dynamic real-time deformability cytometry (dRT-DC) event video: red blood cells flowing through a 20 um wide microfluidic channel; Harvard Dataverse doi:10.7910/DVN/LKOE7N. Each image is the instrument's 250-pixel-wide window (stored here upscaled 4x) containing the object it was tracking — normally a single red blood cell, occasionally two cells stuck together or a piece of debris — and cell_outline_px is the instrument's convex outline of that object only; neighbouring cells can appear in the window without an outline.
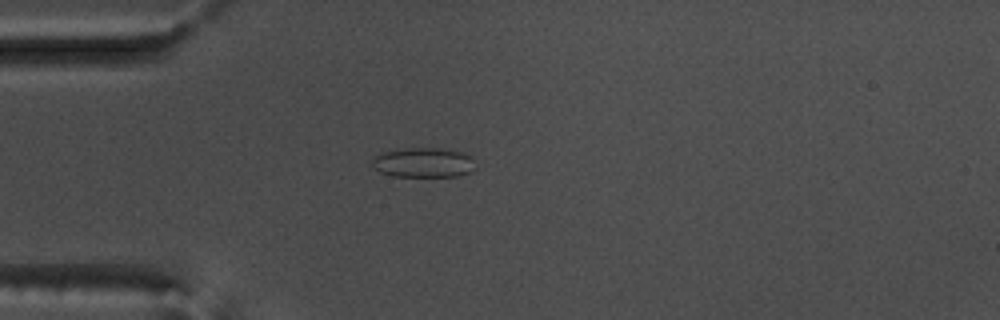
{"species": "common noctule bat (a hibernating species)", "species_latin": "Nyctalus noctula", "temperature_condition": "warm", "stored_images_in_passage": 40, "camera_frame_rate_fps": 3000, "um_per_image_px": 0.085, "animal": {"sex": "male", "body_mass_g": 17.5, "forearm_length_mm": 52.3}, "frame": {"image": 1, "passage_image": 1, "time_ms": 0.0, "image_size_px": [1000, 320], "cell_outline_px": [[476, 168], [472, 172], [456, 176], [392, 176], [380, 172], [372, 164], [372, 160], [380, 152], [412, 148], [440, 148], [460, 152], [472, 156]], "centroid_in_image_um": [36.03, 13.82], "position_along_channel_um": 49.0, "area_um2": 17.86}}
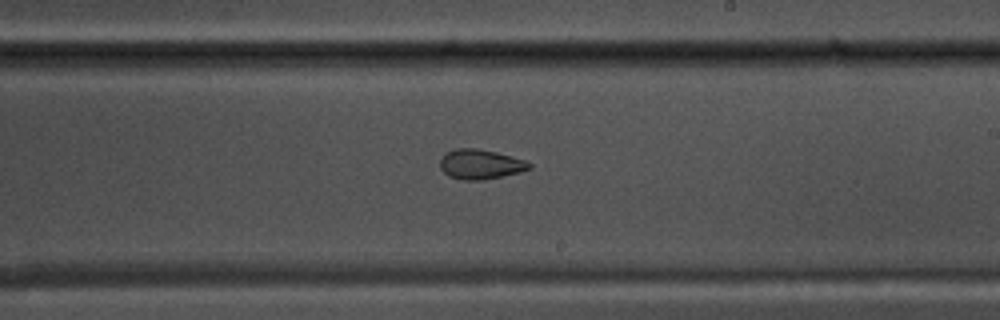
{"frame": {"image": 2, "passage_image": 18, "time_ms": 5.667, "image_size_px": [1000, 320], "cell_outline_px": [[532, 168], [520, 172], [480, 180], [464, 180], [448, 176], [440, 168], [440, 160], [448, 152], [456, 148], [476, 148], [496, 152], [512, 156], [524, 160], [532, 164]], "centroid_in_image_um": [40.84, 13.96], "position_along_channel_um": 248.2, "area_um2": 15.32}}
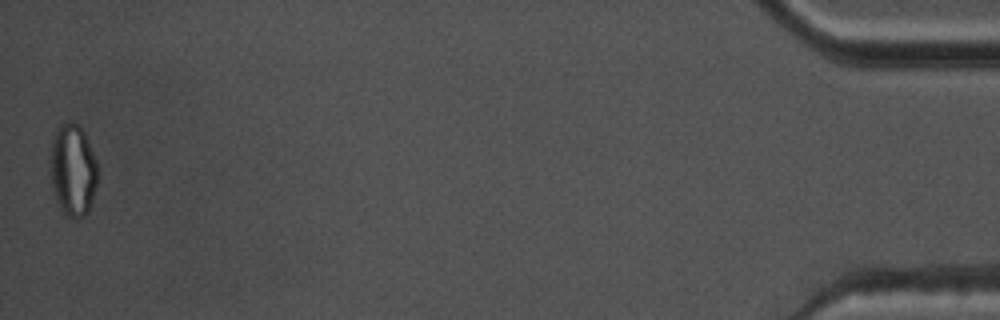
{"frame": {"image": 3, "passage_image": 40, "time_ms": 13.0, "image_size_px": [1000, 320], "cell_outline_px": [[96, 184], [92, 200], [88, 212], [84, 216], [76, 220], [68, 216], [60, 208], [56, 196], [52, 180], [48, 160], [48, 156], [52, 136], [56, 128], [60, 124], [72, 120], [84, 132], [96, 160]], "centroid_in_image_um": [6.16, 14.41], "position_along_channel_um": 429.0, "area_um2": 25.49}, "authors_computed_cell_mechanics": {"area_um2": 16.4152, "velocity_mm_per_s": 3.7433, "shape_relaxation_time_tau1_ms": null, "shape_relaxation_time_tau2_ms": 2.8139, "deformation_change_tau1": null, "deformation_change_tau2": 0.0814}}